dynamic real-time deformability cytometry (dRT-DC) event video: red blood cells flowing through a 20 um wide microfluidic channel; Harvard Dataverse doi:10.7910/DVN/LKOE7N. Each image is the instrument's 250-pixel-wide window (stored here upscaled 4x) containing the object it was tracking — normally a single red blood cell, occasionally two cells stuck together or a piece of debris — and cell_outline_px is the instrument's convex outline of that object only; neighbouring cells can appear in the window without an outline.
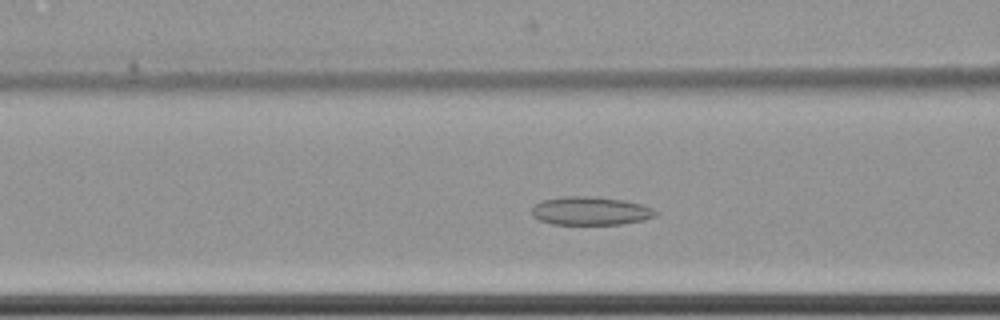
{"species": "common noctule bat (a hibernating species)", "species_latin": "Nyctalus noctula", "temperature_condition": "cold", "stored_images_in_passage": 29, "camera_frame_rate_fps": 3000, "um_per_image_px": 0.085, "animal": {"sex": "female", "body_mass_g": 22.7, "forearm_length_mm": 54.2}, "frame": {"image": 1, "passage_image": 7, "time_ms": 2.0, "image_size_px": [1000, 320], "cell_outline_px": [[656, 216], [644, 220], [620, 224], [552, 224], [540, 220], [532, 216], [532, 208], [536, 204], [544, 200], [564, 196], [596, 196], [624, 200], [640, 204], [652, 208], [656, 212]], "centroid_in_image_um": [50.19, 17.92], "position_along_channel_um": 116.4, "area_um2": 20.4}}
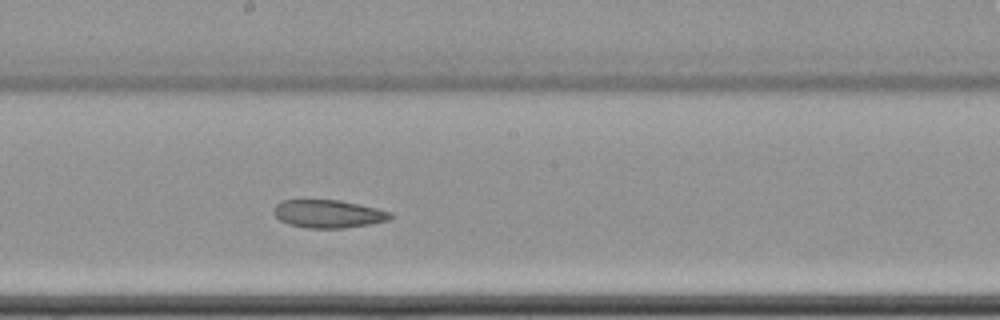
{"frame": {"image": 2, "passage_image": 16, "time_ms": 5.0, "image_size_px": [1000, 320], "cell_outline_px": [[392, 216], [388, 220], [368, 224], [344, 228], [308, 228], [288, 224], [280, 220], [272, 212], [272, 208], [280, 200], [340, 200], [360, 204], [392, 212]], "centroid_in_image_um": [27.86, 18.17], "position_along_channel_um": 220.3, "area_um2": 19.07}}
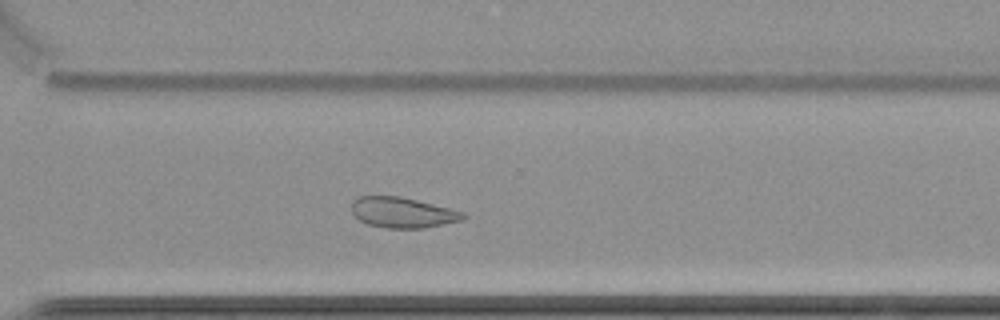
{"frame": {"image": 3, "passage_image": 26, "time_ms": 8.333, "image_size_px": [1000, 320], "cell_outline_px": [[468, 216], [464, 220], [424, 228], [384, 228], [368, 224], [360, 220], [352, 212], [352, 200], [360, 196], [400, 196], [464, 212]], "centroid_in_image_um": [34.23, 18.07], "position_along_channel_um": 336.4, "area_um2": 19.77}, "authors_computed_cell_mechanics": {"area_um2": 19.8254, "velocity_mm_per_s": 3.4648, "shape_relaxation_time_tau1_ms": null, "shape_relaxation_time_tau2_ms": 8.6145, "deformation_change_tau1": null, "deformation_change_tau2": 0.1318}}